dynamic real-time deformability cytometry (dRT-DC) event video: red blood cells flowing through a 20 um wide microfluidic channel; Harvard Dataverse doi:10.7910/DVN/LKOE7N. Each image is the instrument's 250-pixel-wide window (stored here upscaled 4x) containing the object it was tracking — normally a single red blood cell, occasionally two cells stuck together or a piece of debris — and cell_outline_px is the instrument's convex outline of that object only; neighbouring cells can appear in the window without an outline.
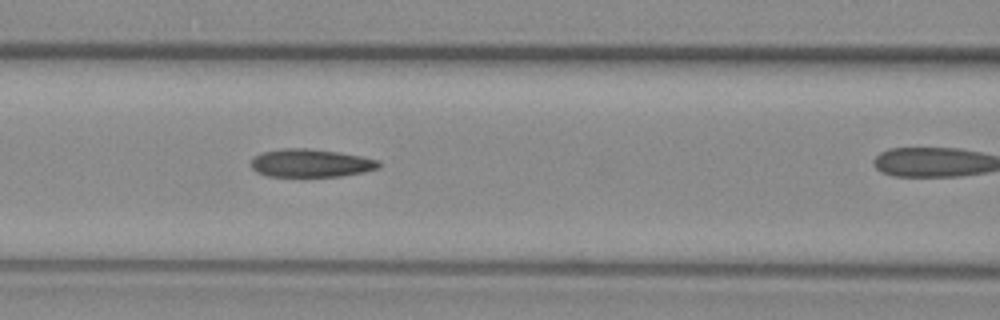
{"species": "common noctule bat (a hibernating species)", "species_latin": "Nyctalus noctula", "temperature_condition": "warm", "stored_images_in_passage": 26, "camera_frame_rate_fps": 3000, "um_per_image_px": 0.085, "animal": {"sex": "female", "body_mass_g": 29.2, "forearm_length_mm": 56.3}, "frame": {"image": 1, "passage_image": 22, "time_ms": 7.0, "image_size_px": [1000, 320], "cell_outline_px": [[380, 168], [364, 172], [340, 176], [268, 176], [256, 172], [252, 168], [252, 160], [256, 156], [264, 152], [284, 148], [308, 148], [340, 152], [380, 160]], "centroid_in_image_um": [26.46, 13.86], "position_along_channel_um": 140.1, "area_um2": 20.81}}